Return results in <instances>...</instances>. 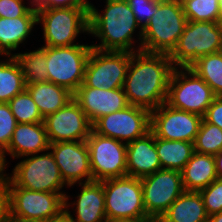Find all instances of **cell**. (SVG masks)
<instances>
[{
	"label": "cell",
	"mask_w": 222,
	"mask_h": 222,
	"mask_svg": "<svg viewBox=\"0 0 222 222\" xmlns=\"http://www.w3.org/2000/svg\"><path fill=\"white\" fill-rule=\"evenodd\" d=\"M174 69L169 54L144 51L131 53L123 85L128 104L151 112L165 103Z\"/></svg>",
	"instance_id": "6da1fadb"
},
{
	"label": "cell",
	"mask_w": 222,
	"mask_h": 222,
	"mask_svg": "<svg viewBox=\"0 0 222 222\" xmlns=\"http://www.w3.org/2000/svg\"><path fill=\"white\" fill-rule=\"evenodd\" d=\"M105 9L99 12L92 4L89 12V34L98 37L99 45L91 44L92 48L103 51H141L143 29L138 24L127 0H106ZM140 30L137 35L139 46L133 45L135 29ZM138 48V49H137Z\"/></svg>",
	"instance_id": "7a4b0ae2"
},
{
	"label": "cell",
	"mask_w": 222,
	"mask_h": 222,
	"mask_svg": "<svg viewBox=\"0 0 222 222\" xmlns=\"http://www.w3.org/2000/svg\"><path fill=\"white\" fill-rule=\"evenodd\" d=\"M187 18L179 0H159L143 28L141 51L170 54L184 31Z\"/></svg>",
	"instance_id": "3957f363"
},
{
	"label": "cell",
	"mask_w": 222,
	"mask_h": 222,
	"mask_svg": "<svg viewBox=\"0 0 222 222\" xmlns=\"http://www.w3.org/2000/svg\"><path fill=\"white\" fill-rule=\"evenodd\" d=\"M222 51V23L187 21L169 54L175 68H189L198 58Z\"/></svg>",
	"instance_id": "277c9868"
},
{
	"label": "cell",
	"mask_w": 222,
	"mask_h": 222,
	"mask_svg": "<svg viewBox=\"0 0 222 222\" xmlns=\"http://www.w3.org/2000/svg\"><path fill=\"white\" fill-rule=\"evenodd\" d=\"M27 157V158H26ZM24 156L14 166L12 173L5 175L8 186H18L33 191L63 193L68 186L51 152ZM26 158V159H25Z\"/></svg>",
	"instance_id": "5b68a950"
},
{
	"label": "cell",
	"mask_w": 222,
	"mask_h": 222,
	"mask_svg": "<svg viewBox=\"0 0 222 222\" xmlns=\"http://www.w3.org/2000/svg\"><path fill=\"white\" fill-rule=\"evenodd\" d=\"M43 25V39L47 47L76 45L81 33L89 34V11L86 8H53L37 14V24Z\"/></svg>",
	"instance_id": "8992f818"
},
{
	"label": "cell",
	"mask_w": 222,
	"mask_h": 222,
	"mask_svg": "<svg viewBox=\"0 0 222 222\" xmlns=\"http://www.w3.org/2000/svg\"><path fill=\"white\" fill-rule=\"evenodd\" d=\"M215 97L211 87L192 69L173 70L166 99L169 106L203 117Z\"/></svg>",
	"instance_id": "52a82bcc"
},
{
	"label": "cell",
	"mask_w": 222,
	"mask_h": 222,
	"mask_svg": "<svg viewBox=\"0 0 222 222\" xmlns=\"http://www.w3.org/2000/svg\"><path fill=\"white\" fill-rule=\"evenodd\" d=\"M107 221L151 219L143 204L140 178L124 176L102 180Z\"/></svg>",
	"instance_id": "ba28073f"
},
{
	"label": "cell",
	"mask_w": 222,
	"mask_h": 222,
	"mask_svg": "<svg viewBox=\"0 0 222 222\" xmlns=\"http://www.w3.org/2000/svg\"><path fill=\"white\" fill-rule=\"evenodd\" d=\"M91 50L88 44L47 47L48 81L74 93L83 84Z\"/></svg>",
	"instance_id": "9c48e42d"
},
{
	"label": "cell",
	"mask_w": 222,
	"mask_h": 222,
	"mask_svg": "<svg viewBox=\"0 0 222 222\" xmlns=\"http://www.w3.org/2000/svg\"><path fill=\"white\" fill-rule=\"evenodd\" d=\"M8 189L10 219L46 222L65 211V192H40L18 186Z\"/></svg>",
	"instance_id": "30bf717a"
},
{
	"label": "cell",
	"mask_w": 222,
	"mask_h": 222,
	"mask_svg": "<svg viewBox=\"0 0 222 222\" xmlns=\"http://www.w3.org/2000/svg\"><path fill=\"white\" fill-rule=\"evenodd\" d=\"M130 59V52L92 48L85 67L84 81L80 87L123 88Z\"/></svg>",
	"instance_id": "8fae6325"
},
{
	"label": "cell",
	"mask_w": 222,
	"mask_h": 222,
	"mask_svg": "<svg viewBox=\"0 0 222 222\" xmlns=\"http://www.w3.org/2000/svg\"><path fill=\"white\" fill-rule=\"evenodd\" d=\"M146 215L158 221L185 191L181 171L163 169L140 178Z\"/></svg>",
	"instance_id": "7c38bea8"
},
{
	"label": "cell",
	"mask_w": 222,
	"mask_h": 222,
	"mask_svg": "<svg viewBox=\"0 0 222 222\" xmlns=\"http://www.w3.org/2000/svg\"><path fill=\"white\" fill-rule=\"evenodd\" d=\"M93 181L127 176V143L91 130L86 139Z\"/></svg>",
	"instance_id": "4fadbf2b"
},
{
	"label": "cell",
	"mask_w": 222,
	"mask_h": 222,
	"mask_svg": "<svg viewBox=\"0 0 222 222\" xmlns=\"http://www.w3.org/2000/svg\"><path fill=\"white\" fill-rule=\"evenodd\" d=\"M151 112L145 108L128 105L125 109L104 115L92 124L99 135L129 143L150 131Z\"/></svg>",
	"instance_id": "5bb4252c"
},
{
	"label": "cell",
	"mask_w": 222,
	"mask_h": 222,
	"mask_svg": "<svg viewBox=\"0 0 222 222\" xmlns=\"http://www.w3.org/2000/svg\"><path fill=\"white\" fill-rule=\"evenodd\" d=\"M203 117L169 106L166 102L151 111L150 130L157 138L193 143Z\"/></svg>",
	"instance_id": "9a60e30c"
},
{
	"label": "cell",
	"mask_w": 222,
	"mask_h": 222,
	"mask_svg": "<svg viewBox=\"0 0 222 222\" xmlns=\"http://www.w3.org/2000/svg\"><path fill=\"white\" fill-rule=\"evenodd\" d=\"M44 125L50 143L86 141L92 130L91 122L74 99L47 115Z\"/></svg>",
	"instance_id": "2e32d148"
},
{
	"label": "cell",
	"mask_w": 222,
	"mask_h": 222,
	"mask_svg": "<svg viewBox=\"0 0 222 222\" xmlns=\"http://www.w3.org/2000/svg\"><path fill=\"white\" fill-rule=\"evenodd\" d=\"M48 151H51L63 181L68 187L76 183L81 184L93 181L89 149L86 141L50 143Z\"/></svg>",
	"instance_id": "e0dca14e"
},
{
	"label": "cell",
	"mask_w": 222,
	"mask_h": 222,
	"mask_svg": "<svg viewBox=\"0 0 222 222\" xmlns=\"http://www.w3.org/2000/svg\"><path fill=\"white\" fill-rule=\"evenodd\" d=\"M73 99L79 104L91 124L102 116L123 110L129 105L123 88L79 87L73 93Z\"/></svg>",
	"instance_id": "ac0fdd59"
},
{
	"label": "cell",
	"mask_w": 222,
	"mask_h": 222,
	"mask_svg": "<svg viewBox=\"0 0 222 222\" xmlns=\"http://www.w3.org/2000/svg\"><path fill=\"white\" fill-rule=\"evenodd\" d=\"M50 142L44 122L17 123L8 147L0 154V159L7 167L6 154L12 158L39 154L49 150Z\"/></svg>",
	"instance_id": "d6986e66"
},
{
	"label": "cell",
	"mask_w": 222,
	"mask_h": 222,
	"mask_svg": "<svg viewBox=\"0 0 222 222\" xmlns=\"http://www.w3.org/2000/svg\"><path fill=\"white\" fill-rule=\"evenodd\" d=\"M81 192L74 203H69V195H65V211L70 215L72 222H107L105 211V194L102 181H91L78 184ZM76 205L75 218L69 211L70 206Z\"/></svg>",
	"instance_id": "ffe728a7"
},
{
	"label": "cell",
	"mask_w": 222,
	"mask_h": 222,
	"mask_svg": "<svg viewBox=\"0 0 222 222\" xmlns=\"http://www.w3.org/2000/svg\"><path fill=\"white\" fill-rule=\"evenodd\" d=\"M126 160L127 176L142 178L161 169L155 135L151 130L144 136L127 143Z\"/></svg>",
	"instance_id": "44dd1931"
},
{
	"label": "cell",
	"mask_w": 222,
	"mask_h": 222,
	"mask_svg": "<svg viewBox=\"0 0 222 222\" xmlns=\"http://www.w3.org/2000/svg\"><path fill=\"white\" fill-rule=\"evenodd\" d=\"M36 24L37 14L31 11L17 18L0 17V56H13L12 51L25 42Z\"/></svg>",
	"instance_id": "7402d4cb"
},
{
	"label": "cell",
	"mask_w": 222,
	"mask_h": 222,
	"mask_svg": "<svg viewBox=\"0 0 222 222\" xmlns=\"http://www.w3.org/2000/svg\"><path fill=\"white\" fill-rule=\"evenodd\" d=\"M185 191H195L208 187L218 179L213 155L194 152L185 167L181 170Z\"/></svg>",
	"instance_id": "603a6c76"
},
{
	"label": "cell",
	"mask_w": 222,
	"mask_h": 222,
	"mask_svg": "<svg viewBox=\"0 0 222 222\" xmlns=\"http://www.w3.org/2000/svg\"><path fill=\"white\" fill-rule=\"evenodd\" d=\"M208 219L200 193L184 191L157 222H208Z\"/></svg>",
	"instance_id": "cb8c5ba5"
},
{
	"label": "cell",
	"mask_w": 222,
	"mask_h": 222,
	"mask_svg": "<svg viewBox=\"0 0 222 222\" xmlns=\"http://www.w3.org/2000/svg\"><path fill=\"white\" fill-rule=\"evenodd\" d=\"M42 117L55 113L73 99V93L53 82H38L26 85Z\"/></svg>",
	"instance_id": "d4e9b609"
},
{
	"label": "cell",
	"mask_w": 222,
	"mask_h": 222,
	"mask_svg": "<svg viewBox=\"0 0 222 222\" xmlns=\"http://www.w3.org/2000/svg\"><path fill=\"white\" fill-rule=\"evenodd\" d=\"M156 151L161 168L181 171L195 152L191 142L165 140L155 136Z\"/></svg>",
	"instance_id": "484cf974"
},
{
	"label": "cell",
	"mask_w": 222,
	"mask_h": 222,
	"mask_svg": "<svg viewBox=\"0 0 222 222\" xmlns=\"http://www.w3.org/2000/svg\"><path fill=\"white\" fill-rule=\"evenodd\" d=\"M13 57L20 66L26 85L48 81L47 46L26 53L17 52Z\"/></svg>",
	"instance_id": "4316f807"
},
{
	"label": "cell",
	"mask_w": 222,
	"mask_h": 222,
	"mask_svg": "<svg viewBox=\"0 0 222 222\" xmlns=\"http://www.w3.org/2000/svg\"><path fill=\"white\" fill-rule=\"evenodd\" d=\"M26 89L25 78L13 56L0 60V103H8Z\"/></svg>",
	"instance_id": "83f0119b"
},
{
	"label": "cell",
	"mask_w": 222,
	"mask_h": 222,
	"mask_svg": "<svg viewBox=\"0 0 222 222\" xmlns=\"http://www.w3.org/2000/svg\"><path fill=\"white\" fill-rule=\"evenodd\" d=\"M212 89L222 96V51L198 58L190 67Z\"/></svg>",
	"instance_id": "f1b7e54d"
},
{
	"label": "cell",
	"mask_w": 222,
	"mask_h": 222,
	"mask_svg": "<svg viewBox=\"0 0 222 222\" xmlns=\"http://www.w3.org/2000/svg\"><path fill=\"white\" fill-rule=\"evenodd\" d=\"M195 152L216 155L222 151V130L204 118L193 142Z\"/></svg>",
	"instance_id": "f546056e"
},
{
	"label": "cell",
	"mask_w": 222,
	"mask_h": 222,
	"mask_svg": "<svg viewBox=\"0 0 222 222\" xmlns=\"http://www.w3.org/2000/svg\"><path fill=\"white\" fill-rule=\"evenodd\" d=\"M182 6L187 21L221 23L219 0H183Z\"/></svg>",
	"instance_id": "4dcf8cb0"
},
{
	"label": "cell",
	"mask_w": 222,
	"mask_h": 222,
	"mask_svg": "<svg viewBox=\"0 0 222 222\" xmlns=\"http://www.w3.org/2000/svg\"><path fill=\"white\" fill-rule=\"evenodd\" d=\"M17 123H39L44 118L27 89L8 102Z\"/></svg>",
	"instance_id": "1f68e13d"
},
{
	"label": "cell",
	"mask_w": 222,
	"mask_h": 222,
	"mask_svg": "<svg viewBox=\"0 0 222 222\" xmlns=\"http://www.w3.org/2000/svg\"><path fill=\"white\" fill-rule=\"evenodd\" d=\"M199 193L202 196L208 216L222 212V179L214 180Z\"/></svg>",
	"instance_id": "d6a6232c"
},
{
	"label": "cell",
	"mask_w": 222,
	"mask_h": 222,
	"mask_svg": "<svg viewBox=\"0 0 222 222\" xmlns=\"http://www.w3.org/2000/svg\"><path fill=\"white\" fill-rule=\"evenodd\" d=\"M16 120L8 103H0V154L8 147Z\"/></svg>",
	"instance_id": "836d02e7"
},
{
	"label": "cell",
	"mask_w": 222,
	"mask_h": 222,
	"mask_svg": "<svg viewBox=\"0 0 222 222\" xmlns=\"http://www.w3.org/2000/svg\"><path fill=\"white\" fill-rule=\"evenodd\" d=\"M158 1L159 0H127L142 29L156 12Z\"/></svg>",
	"instance_id": "e575fe53"
},
{
	"label": "cell",
	"mask_w": 222,
	"mask_h": 222,
	"mask_svg": "<svg viewBox=\"0 0 222 222\" xmlns=\"http://www.w3.org/2000/svg\"><path fill=\"white\" fill-rule=\"evenodd\" d=\"M23 2V0H0V17L17 18L24 16L29 11V6L24 5Z\"/></svg>",
	"instance_id": "d590c367"
},
{
	"label": "cell",
	"mask_w": 222,
	"mask_h": 222,
	"mask_svg": "<svg viewBox=\"0 0 222 222\" xmlns=\"http://www.w3.org/2000/svg\"><path fill=\"white\" fill-rule=\"evenodd\" d=\"M203 118L208 123L217 125L222 130V96H216L214 98Z\"/></svg>",
	"instance_id": "8d00e7d4"
},
{
	"label": "cell",
	"mask_w": 222,
	"mask_h": 222,
	"mask_svg": "<svg viewBox=\"0 0 222 222\" xmlns=\"http://www.w3.org/2000/svg\"><path fill=\"white\" fill-rule=\"evenodd\" d=\"M10 205H9V189L7 182L4 180L0 184V222H9Z\"/></svg>",
	"instance_id": "74e56055"
},
{
	"label": "cell",
	"mask_w": 222,
	"mask_h": 222,
	"mask_svg": "<svg viewBox=\"0 0 222 222\" xmlns=\"http://www.w3.org/2000/svg\"><path fill=\"white\" fill-rule=\"evenodd\" d=\"M47 9L53 8H86L90 12L91 1L89 3L88 0H46Z\"/></svg>",
	"instance_id": "f35d334b"
},
{
	"label": "cell",
	"mask_w": 222,
	"mask_h": 222,
	"mask_svg": "<svg viewBox=\"0 0 222 222\" xmlns=\"http://www.w3.org/2000/svg\"><path fill=\"white\" fill-rule=\"evenodd\" d=\"M30 6L28 7L29 11L34 12L36 14L47 9L46 0H30Z\"/></svg>",
	"instance_id": "ab89813d"
},
{
	"label": "cell",
	"mask_w": 222,
	"mask_h": 222,
	"mask_svg": "<svg viewBox=\"0 0 222 222\" xmlns=\"http://www.w3.org/2000/svg\"><path fill=\"white\" fill-rule=\"evenodd\" d=\"M214 159H215L217 177L218 179H222V151L214 155Z\"/></svg>",
	"instance_id": "60d3db41"
},
{
	"label": "cell",
	"mask_w": 222,
	"mask_h": 222,
	"mask_svg": "<svg viewBox=\"0 0 222 222\" xmlns=\"http://www.w3.org/2000/svg\"><path fill=\"white\" fill-rule=\"evenodd\" d=\"M46 222H72V220L70 215L66 211H63L59 216L53 217Z\"/></svg>",
	"instance_id": "b9f144b4"
},
{
	"label": "cell",
	"mask_w": 222,
	"mask_h": 222,
	"mask_svg": "<svg viewBox=\"0 0 222 222\" xmlns=\"http://www.w3.org/2000/svg\"><path fill=\"white\" fill-rule=\"evenodd\" d=\"M107 222H156L153 219H116Z\"/></svg>",
	"instance_id": "7bdbcfd3"
},
{
	"label": "cell",
	"mask_w": 222,
	"mask_h": 222,
	"mask_svg": "<svg viewBox=\"0 0 222 222\" xmlns=\"http://www.w3.org/2000/svg\"><path fill=\"white\" fill-rule=\"evenodd\" d=\"M208 222H222V212L209 216Z\"/></svg>",
	"instance_id": "ee69618b"
},
{
	"label": "cell",
	"mask_w": 222,
	"mask_h": 222,
	"mask_svg": "<svg viewBox=\"0 0 222 222\" xmlns=\"http://www.w3.org/2000/svg\"><path fill=\"white\" fill-rule=\"evenodd\" d=\"M6 167L4 166V163L0 159V184L4 181L6 172L4 173Z\"/></svg>",
	"instance_id": "f6af8a7d"
},
{
	"label": "cell",
	"mask_w": 222,
	"mask_h": 222,
	"mask_svg": "<svg viewBox=\"0 0 222 222\" xmlns=\"http://www.w3.org/2000/svg\"><path fill=\"white\" fill-rule=\"evenodd\" d=\"M9 222H39V221H27L21 219H9Z\"/></svg>",
	"instance_id": "bcb514c9"
},
{
	"label": "cell",
	"mask_w": 222,
	"mask_h": 222,
	"mask_svg": "<svg viewBox=\"0 0 222 222\" xmlns=\"http://www.w3.org/2000/svg\"><path fill=\"white\" fill-rule=\"evenodd\" d=\"M219 2H220V19L222 23V0H219Z\"/></svg>",
	"instance_id": "7dc6e473"
}]
</instances>
